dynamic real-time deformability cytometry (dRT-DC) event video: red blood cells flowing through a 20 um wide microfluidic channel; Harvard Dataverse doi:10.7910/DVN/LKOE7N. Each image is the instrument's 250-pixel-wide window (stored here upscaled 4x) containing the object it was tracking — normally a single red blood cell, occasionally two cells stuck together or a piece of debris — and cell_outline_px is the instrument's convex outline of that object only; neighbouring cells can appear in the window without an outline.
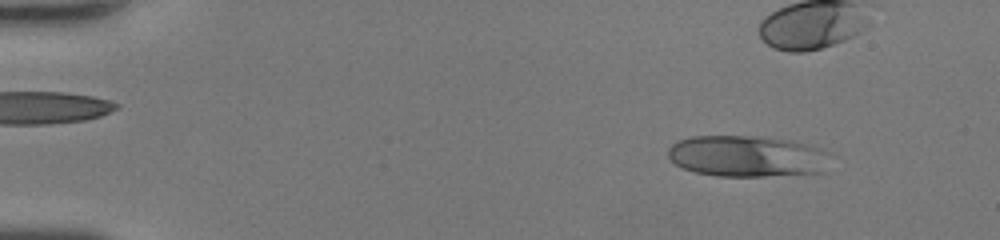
{"species": "human", "species_latin": "Homo sapiens", "temperature_condition": "room temperature", "stored_images_in_passage": 39, "camera_frame_rate_fps": 3000, "um_per_image_px": 0.085, "donor": {"sex": "female"}, "frame": {"image": 1, "passage_image": 6, "time_ms": 1.667, "image_size_px": [1000, 240], "cell_outline_px": [[828, 152], [824, 172], [764, 176], [716, 176], [696, 172], [684, 168], [676, 164], [668, 156], [668, 148], [676, 140], [692, 136], [752, 136], [788, 140], [820, 148]], "centroid_in_image_um": [63.45, 13.27], "position_along_channel_um": 21.6, "area_um2": 38.78}}
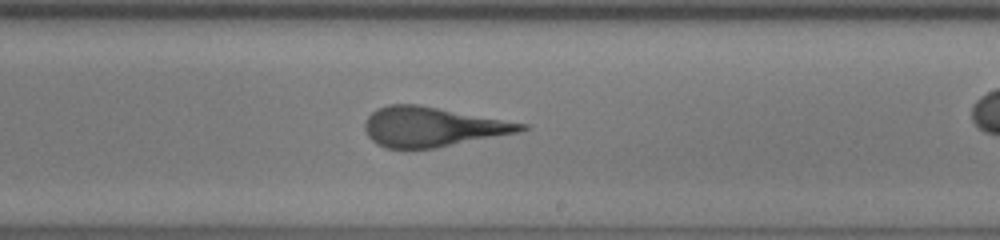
{"frame": {"image": 2, "passage_image": 29, "time_ms": 9.333, "image_size_px": [1000, 240], "cell_outline_px": [[532, 128], [516, 132], [436, 148], [384, 148], [376, 144], [368, 136], [364, 128], [364, 124], [368, 116], [376, 108], [388, 104], [416, 104], [528, 124]], "centroid_in_image_um": [36.7, 10.78], "position_along_channel_um": 252.3, "area_um2": 35.84}}
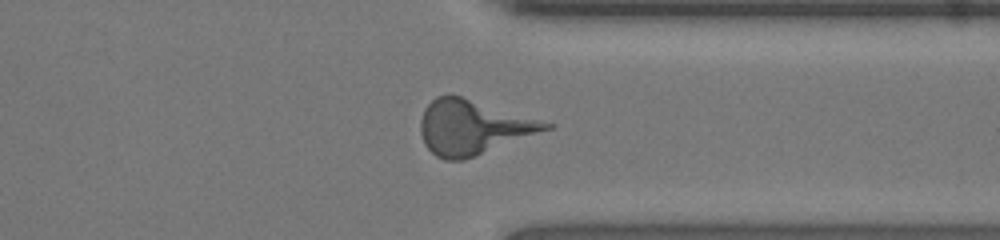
{"frame": {"image": 3, "passage_image": 37, "time_ms": 12.0, "image_size_px": [1000, 240], "cell_outline_px": [[556, 124], [552, 128], [464, 160], [444, 160], [436, 156], [424, 144], [420, 132], [420, 120], [424, 108], [436, 96], [448, 92]], "centroid_in_image_um": [40.17, 10.79], "position_along_channel_um": 371.2, "area_um2": 39.88}}